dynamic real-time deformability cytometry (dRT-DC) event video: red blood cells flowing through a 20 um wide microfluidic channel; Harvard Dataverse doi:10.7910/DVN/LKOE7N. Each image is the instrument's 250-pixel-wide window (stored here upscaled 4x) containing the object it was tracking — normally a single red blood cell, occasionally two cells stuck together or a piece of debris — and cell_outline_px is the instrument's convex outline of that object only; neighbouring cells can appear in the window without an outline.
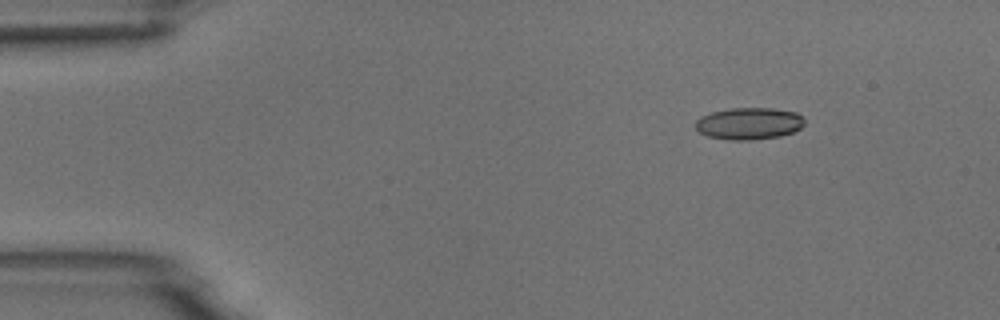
{"species": "common noctule bat (a hibernating species)", "species_latin": "Nyctalus noctula", "temperature_condition": "room temperature", "stored_images_in_passage": 5, "camera_frame_rate_fps": 3000, "um_per_image_px": 0.085, "animal": {"sex": "male", "body_mass_g": 18.8}, "frame": {"image": 1, "passage_image": 1, "time_ms": 0.0, "image_size_px": [1000, 320], "cell_outline_px": [[804, 124], [800, 128], [792, 132], [780, 136], [752, 140], [728, 140], [708, 136], [700, 132], [696, 128], [696, 120], [700, 116], [712, 112], [732, 108], [772, 108], [796, 112], [804, 120]], "centroid_in_image_um": [63.65, 10.5], "position_along_channel_um": 21.3, "area_um2": 20.23}}
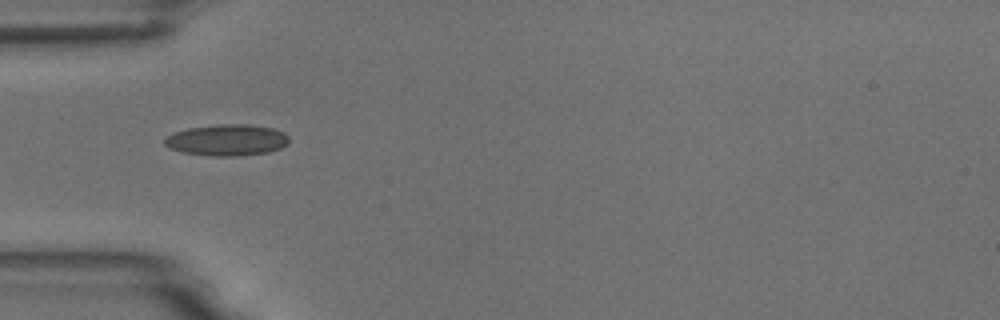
{"frame": {"image": 2, "passage_image": 4, "time_ms": 3.333, "image_size_px": [1000, 320], "cell_outline_px": [[288, 144], [280, 148], [268, 152], [240, 156], [208, 156], [180, 152], [168, 148], [164, 144], [164, 140], [168, 136], [176, 132], [188, 128], [220, 124], [248, 124], [272, 128], [284, 132], [288, 136]], "centroid_in_image_um": [19.29, 11.91], "position_along_channel_um": 65.7, "area_um2": 22.83}}